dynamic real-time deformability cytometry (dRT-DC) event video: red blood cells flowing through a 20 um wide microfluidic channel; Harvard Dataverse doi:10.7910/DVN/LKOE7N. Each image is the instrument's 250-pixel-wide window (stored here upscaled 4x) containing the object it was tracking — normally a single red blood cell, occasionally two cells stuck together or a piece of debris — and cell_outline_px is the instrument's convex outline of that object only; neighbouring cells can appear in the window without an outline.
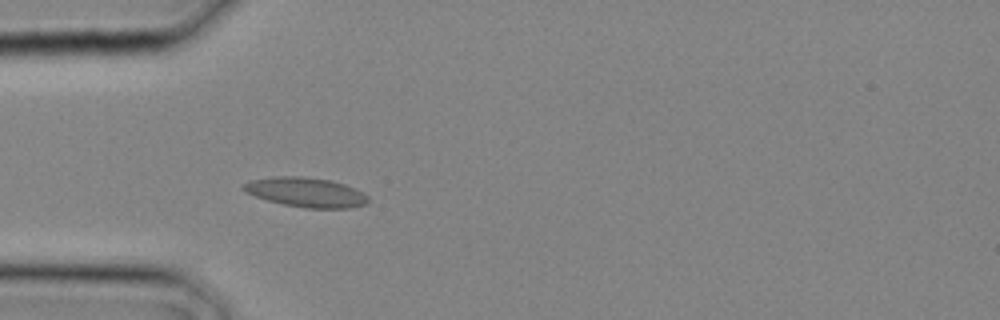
{"species": "common noctule bat (a hibernating species)", "species_latin": "Nyctalus noctula", "temperature_condition": "cold", "stored_images_in_passage": 5, "camera_frame_rate_fps": 3000, "um_per_image_px": 0.085, "animal": {"sex": "male", "body_mass_g": 20.4}, "frame": {"image": 1, "passage_image": 3, "time_ms": 0.667, "image_size_px": [1000, 320], "cell_outline_px": [[368, 204], [348, 208], [304, 208], [284, 204], [268, 200], [244, 192], [240, 188], [248, 180], [276, 176], [304, 176], [328, 180], [344, 184], [368, 196]], "centroid_in_image_um": [25.96, 16.34], "position_along_channel_um": 59.0, "area_um2": 21.39}}
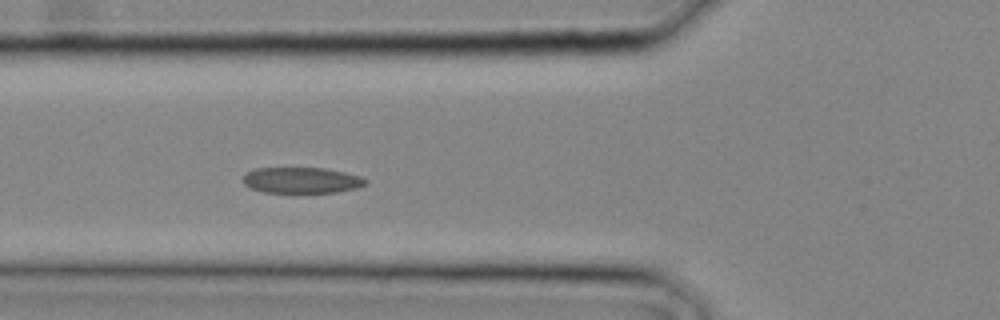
{"frame": {"image": 2, "passage_image": 5, "time_ms": 1.333, "image_size_px": [1000, 320], "cell_outline_px": [[368, 180], [364, 184], [356, 188], [336, 192], [264, 192], [252, 188], [244, 184], [244, 176], [248, 172], [256, 168], [324, 168], [344, 172], [360, 176]], "centroid_in_image_um": [25.64, 15.31], "position_along_channel_um": 100.2, "area_um2": 18.21}}